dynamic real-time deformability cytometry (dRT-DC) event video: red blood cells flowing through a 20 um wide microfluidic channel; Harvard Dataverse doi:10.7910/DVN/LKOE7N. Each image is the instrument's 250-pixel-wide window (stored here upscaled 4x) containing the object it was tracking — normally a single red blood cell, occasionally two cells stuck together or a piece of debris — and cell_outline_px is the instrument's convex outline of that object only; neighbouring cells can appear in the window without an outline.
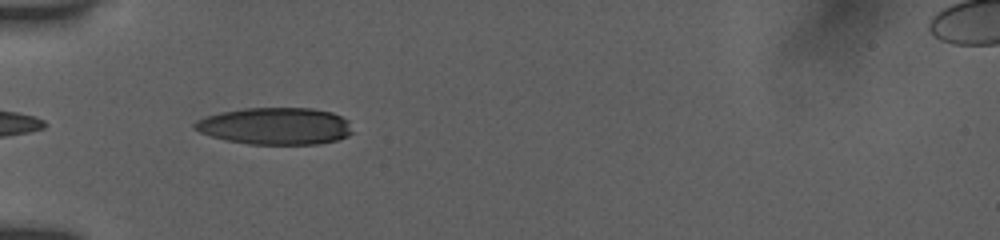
{"species": "human", "species_latin": "Homo sapiens", "temperature_condition": "room temperature", "stored_images_in_passage": 6, "camera_frame_rate_fps": 3000, "um_per_image_px": 0.085, "donor": {"sex": "female"}, "frame": {"image": 1, "passage_image": 5, "time_ms": 4.333, "image_size_px": [1000, 240], "cell_outline_px": [[352, 132], [348, 136], [336, 140], [316, 144], [248, 144], [224, 140], [200, 132], [192, 128], [192, 124], [196, 120], [220, 112], [244, 108], [312, 108], [332, 112], [348, 120]], "centroid_in_image_um": [23.38, 10.71], "position_along_channel_um": 61.6, "area_um2": 34.1}}
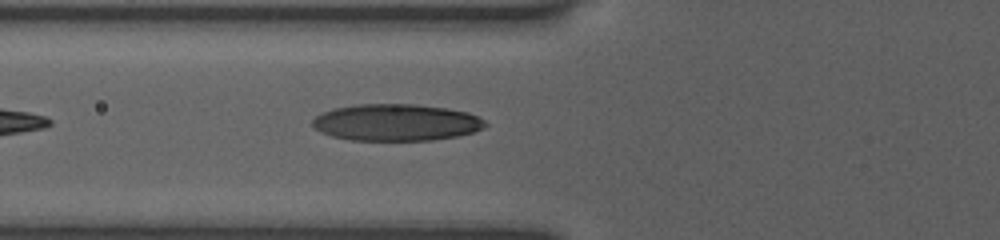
{"frame": {"image": 2, "passage_image": 6, "time_ms": 5.333, "image_size_px": [1000, 240], "cell_outline_px": [[488, 124], [484, 128], [460, 136], [432, 140], [348, 140], [332, 136], [320, 132], [312, 124], [312, 120], [320, 112], [332, 108], [356, 104], [416, 104], [448, 108], [468, 112], [484, 120]], "centroid_in_image_um": [33.66, 10.4], "position_along_channel_um": 92.1, "area_um2": 37.34}}